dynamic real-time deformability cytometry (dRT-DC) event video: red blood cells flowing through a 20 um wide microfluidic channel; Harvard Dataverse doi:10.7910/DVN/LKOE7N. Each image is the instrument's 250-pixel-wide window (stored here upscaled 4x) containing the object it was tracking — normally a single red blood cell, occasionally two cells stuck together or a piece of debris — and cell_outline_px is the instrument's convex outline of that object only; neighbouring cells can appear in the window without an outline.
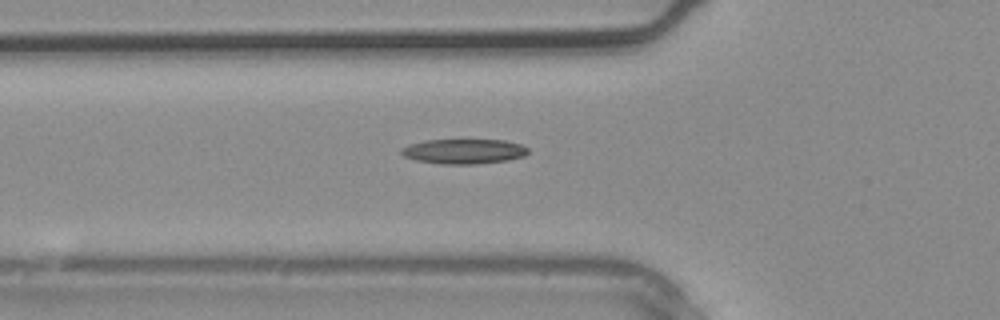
{"species": "common noctule bat (a hibernating species)", "species_latin": "Nyctalus noctula", "temperature_condition": "warm", "stored_images_in_passage": 4, "camera_frame_rate_fps": 3000, "um_per_image_px": 0.085, "animal": {"sex": "male", "body_mass_g": 20.4}, "frame": {"image": 1, "passage_image": 4, "time_ms": 1.0, "image_size_px": [1000, 320], "cell_outline_px": [[528, 152], [524, 156], [508, 160], [476, 164], [440, 164], [416, 160], [404, 156], [400, 152], [400, 148], [408, 144], [424, 140], [504, 140], [520, 144], [528, 148]], "centroid_in_image_um": [39.39, 12.86], "position_along_channel_um": 86.4, "area_um2": 18.44}}